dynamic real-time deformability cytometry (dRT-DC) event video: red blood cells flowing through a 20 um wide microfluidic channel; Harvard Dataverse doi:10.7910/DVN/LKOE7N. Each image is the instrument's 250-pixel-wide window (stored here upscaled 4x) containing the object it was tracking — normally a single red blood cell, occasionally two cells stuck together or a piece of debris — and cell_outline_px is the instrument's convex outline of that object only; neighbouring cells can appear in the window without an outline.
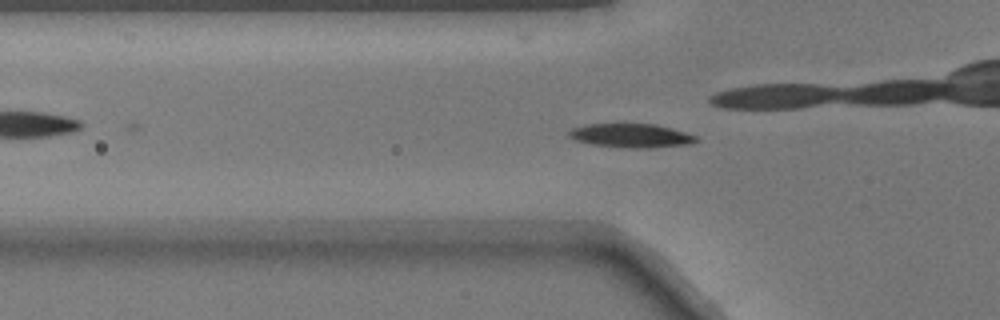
{"species": "common noctule bat (a hibernating species)", "species_latin": "Nyctalus noctula", "temperature_condition": "warm", "stored_images_in_passage": 41, "camera_frame_rate_fps": 3000, "um_per_image_px": 0.085, "animal": {"sex": "male", "body_mass_g": 17.9}, "frame": {"image": 1, "passage_image": 17, "time_ms": 5.333, "image_size_px": [1000, 320], "cell_outline_px": [[700, 140], [692, 144], [648, 148], [628, 148], [592, 144], [576, 140], [568, 136], [568, 132], [572, 128], [588, 124], [656, 124], [684, 132], [696, 136]], "centroid_in_image_um": [53.67, 11.53], "position_along_channel_um": 72.1, "area_um2": 17.63}}